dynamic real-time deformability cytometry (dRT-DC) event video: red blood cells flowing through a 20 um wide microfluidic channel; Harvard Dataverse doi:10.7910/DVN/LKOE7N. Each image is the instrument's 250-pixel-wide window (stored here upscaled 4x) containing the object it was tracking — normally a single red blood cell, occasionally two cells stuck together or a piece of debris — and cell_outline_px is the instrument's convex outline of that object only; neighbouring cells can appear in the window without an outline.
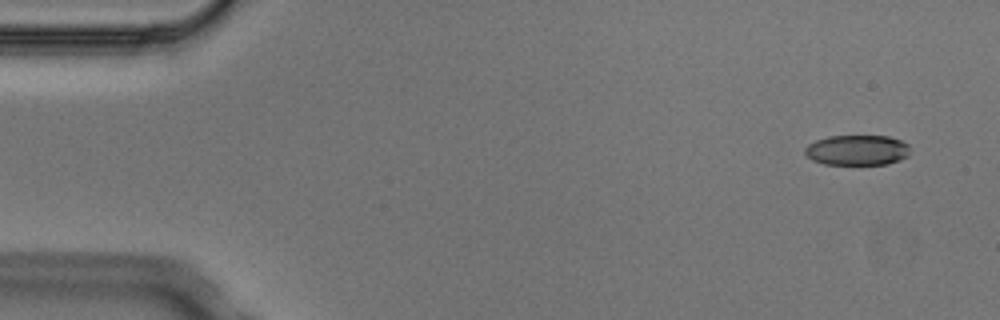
{"species": "Egyptian fruit bat (a non-hibernating species)", "species_latin": "Rousettus aegyptiacus", "temperature_condition": "cold", "stored_images_in_passage": 5, "camera_frame_rate_fps": 3000, "um_per_image_px": 0.085, "animal": {"sex": "male"}, "frame": {"image": 1, "passage_image": 1, "time_ms": 0.0, "image_size_px": [1000, 320], "cell_outline_px": [[908, 156], [900, 160], [888, 164], [824, 164], [812, 160], [804, 152], [804, 148], [808, 144], [816, 140], [828, 136], [888, 136], [900, 140], [908, 144]], "centroid_in_image_um": [72.84, 12.76], "position_along_channel_um": 12.2, "area_um2": 18.55}}
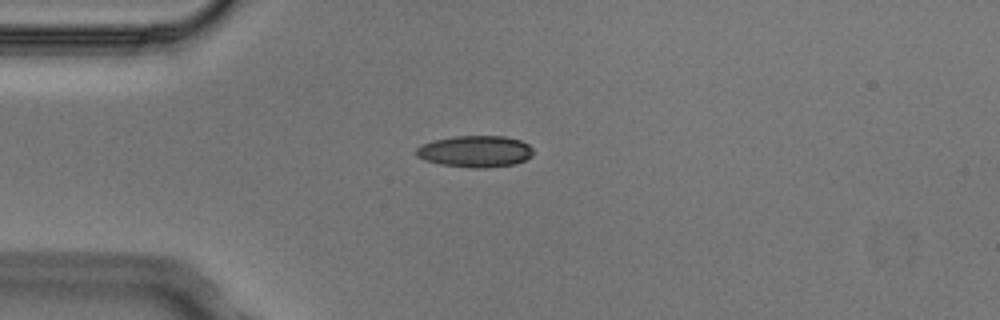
{"frame": {"image": 2, "passage_image": 4, "time_ms": 1.0, "image_size_px": [1000, 320], "cell_outline_px": [[532, 156], [516, 164], [484, 168], [472, 168], [440, 164], [424, 160], [416, 156], [416, 148], [420, 144], [432, 140], [456, 136], [504, 136], [520, 140], [528, 144], [532, 148]], "centroid_in_image_um": [40.37, 12.87], "position_along_channel_um": 44.6, "area_um2": 21.68}}
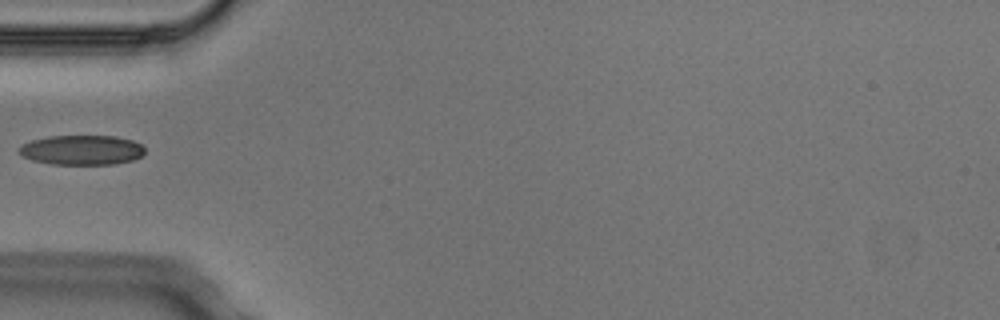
{"frame": {"image": 3, "passage_image": 5, "time_ms": 1.333, "image_size_px": [1000, 320], "cell_outline_px": [[144, 152], [140, 156], [132, 160], [116, 164], [52, 164], [32, 160], [20, 156], [16, 148], [20, 144], [32, 140], [48, 136], [116, 136], [132, 140], [140, 144], [144, 148]], "centroid_in_image_um": [6.88, 12.75], "position_along_channel_um": 78.1, "area_um2": 21.96}}